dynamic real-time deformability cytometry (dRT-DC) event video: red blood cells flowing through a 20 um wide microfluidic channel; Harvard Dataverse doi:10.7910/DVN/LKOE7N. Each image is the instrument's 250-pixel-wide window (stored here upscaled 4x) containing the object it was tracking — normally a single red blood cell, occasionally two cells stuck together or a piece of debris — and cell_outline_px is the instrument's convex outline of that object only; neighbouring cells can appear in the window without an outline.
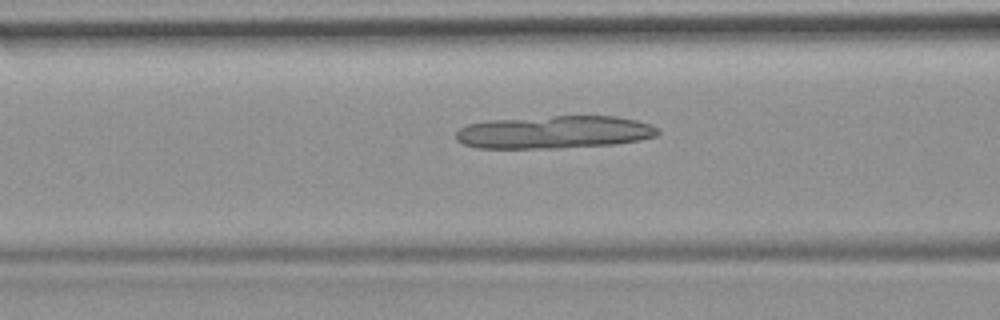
{"species": "common noctule bat (a hibernating species)", "species_latin": "Nyctalus noctula", "temperature_condition": "room temperature", "stored_images_in_passage": 36, "camera_frame_rate_fps": 3000, "um_per_image_px": 0.085, "animal": {"sex": "female", "body_mass_g": 19.9}, "frame": {"image": 1, "passage_image": 8, "time_ms": 2.333, "image_size_px": [1000, 320], "cell_outline_px": [[660, 132], [656, 136], [640, 140], [616, 144], [560, 148], [476, 148], [464, 144], [456, 140], [456, 132], [460, 128], [468, 124], [488, 120], [552, 116], [616, 116], [636, 120], [652, 124]], "centroid_in_image_um": [47.12, 11.23], "position_along_channel_um": 119.5, "area_um2": 38.78}}
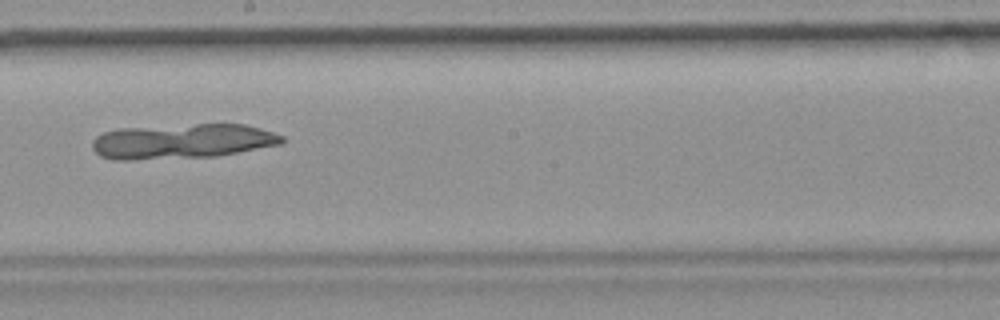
{"frame": {"image": 2, "passage_image": 17, "time_ms": 5.333, "image_size_px": [1000, 320], "cell_outline_px": [[284, 140], [280, 144], [216, 156], [132, 160], [112, 160], [100, 156], [92, 148], [92, 140], [96, 136], [104, 132], [120, 128], [196, 124], [244, 124], [260, 128], [284, 136]], "centroid_in_image_um": [15.44, 12.01], "position_along_channel_um": 232.8, "area_um2": 38.55}}
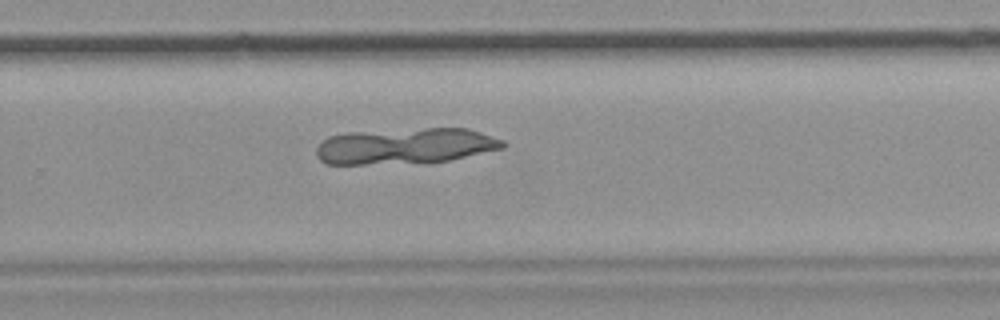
{"frame": {"image": 3, "passage_image": 22, "time_ms": 7.0, "image_size_px": [1000, 320], "cell_outline_px": [[508, 144], [504, 148], [448, 160], [364, 164], [328, 164], [320, 160], [316, 156], [316, 148], [328, 136], [348, 132], [424, 128], [468, 128], [504, 140]], "centroid_in_image_um": [34.45, 12.39], "position_along_channel_um": 295.3, "area_um2": 38.73}}